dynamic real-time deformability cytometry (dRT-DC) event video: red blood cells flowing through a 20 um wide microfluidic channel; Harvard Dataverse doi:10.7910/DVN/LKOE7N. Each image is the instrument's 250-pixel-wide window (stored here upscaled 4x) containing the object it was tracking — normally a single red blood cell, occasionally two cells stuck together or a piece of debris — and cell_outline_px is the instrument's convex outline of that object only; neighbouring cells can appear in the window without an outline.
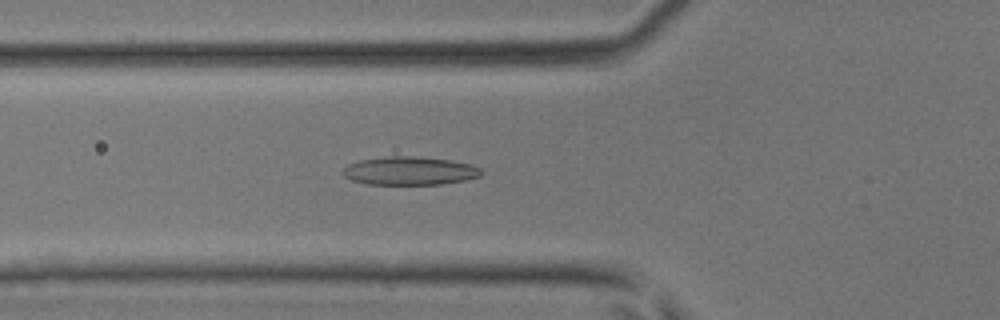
{"species": "common noctule bat (a hibernating species)", "species_latin": "Nyctalus noctula", "temperature_condition": "room temperature", "stored_images_in_passage": 36, "camera_frame_rate_fps": 3000, "um_per_image_px": 0.085, "animal": {"sex": "male", "body_mass_g": 17.9, "forearm_length_mm": 54.2}, "frame": {"image": 1, "passage_image": 7, "time_ms": 2.0, "image_size_px": [1000, 320], "cell_outline_px": [[484, 172], [480, 176], [464, 180], [440, 184], [368, 184], [352, 180], [344, 176], [340, 172], [348, 164], [360, 160], [388, 156], [416, 156], [448, 160], [472, 164], [480, 168]], "centroid_in_image_um": [34.81, 14.52], "position_along_channel_um": 91.0, "area_um2": 22.83}}
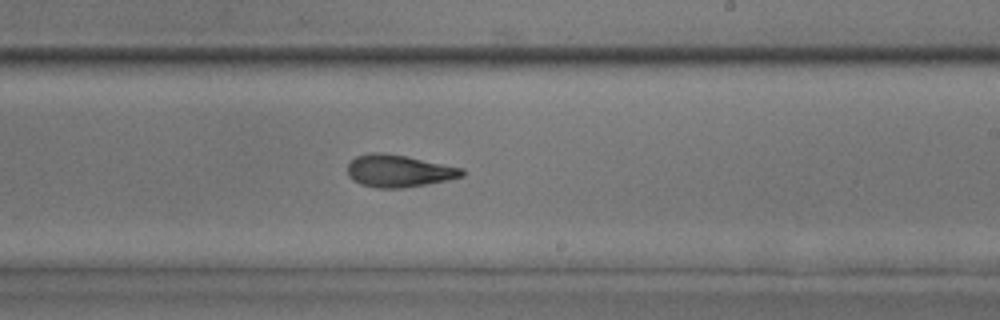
{"frame": {"image": 2, "passage_image": 18, "time_ms": 5.667, "image_size_px": [1000, 320], "cell_outline_px": [[464, 176], [448, 180], [428, 184], [404, 188], [376, 188], [360, 184], [352, 180], [348, 176], [348, 164], [356, 156], [372, 152], [384, 152], [464, 168]], "centroid_in_image_um": [33.89, 14.54], "position_along_channel_um": 255.1, "area_um2": 21.62}}
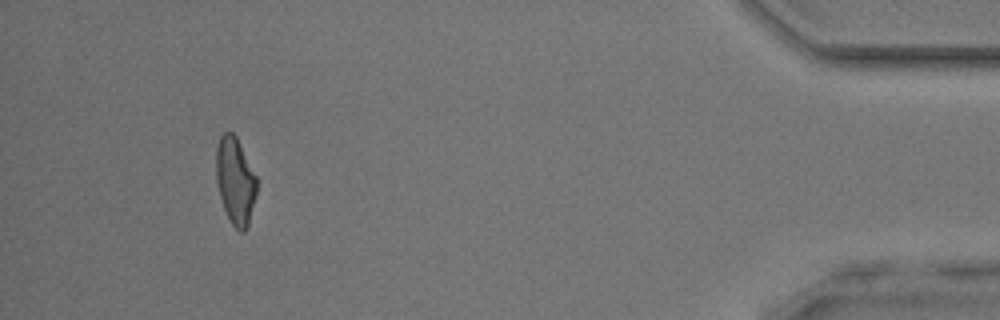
{"frame": {"image": 3, "passage_image": 33, "time_ms": 10.667, "image_size_px": [1000, 320], "cell_outline_px": [[256, 196], [248, 224], [244, 232], [240, 232], [228, 220], [220, 196], [216, 180], [216, 148], [220, 136], [224, 132], [232, 132], [236, 136], [256, 176]], "centroid_in_image_um": [19.99, 15.37], "position_along_channel_um": 415.2, "area_um2": 20.46}}